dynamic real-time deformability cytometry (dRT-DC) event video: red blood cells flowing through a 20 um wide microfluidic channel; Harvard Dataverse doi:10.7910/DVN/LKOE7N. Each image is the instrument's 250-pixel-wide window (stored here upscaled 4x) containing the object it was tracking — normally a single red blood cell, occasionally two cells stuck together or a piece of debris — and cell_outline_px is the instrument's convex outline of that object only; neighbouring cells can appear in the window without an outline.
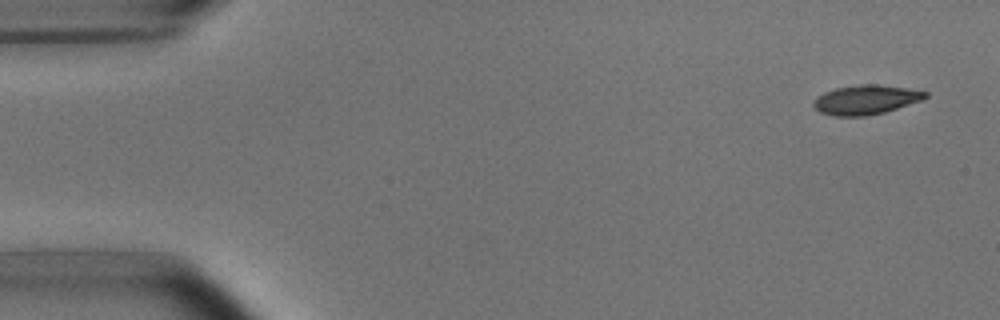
{"species": "common noctule bat (a hibernating species)", "species_latin": "Nyctalus noctula", "temperature_condition": "room temperature", "stored_images_in_passage": 4, "camera_frame_rate_fps": 3000, "um_per_image_px": 0.085, "animal": {"sex": "male", "body_mass_g": 15.6}, "frame": {"image": 1, "passage_image": 1, "time_ms": 0.0, "image_size_px": [1000, 320], "cell_outline_px": [[928, 96], [924, 100], [884, 112], [864, 116], [832, 116], [820, 112], [812, 104], [824, 92], [836, 88], [860, 84], [876, 84], [904, 88], [928, 92]], "centroid_in_image_um": [73.62, 8.48], "position_along_channel_um": 11.4, "area_um2": 18.96}}
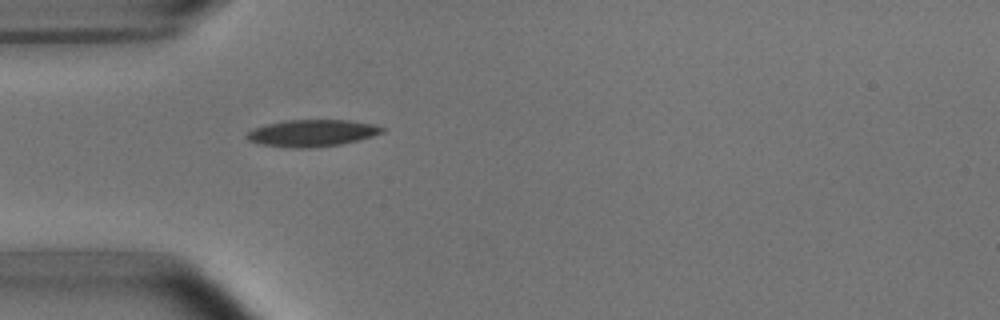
{"frame": {"image": 2, "passage_image": 4, "time_ms": 4.333, "image_size_px": [1000, 320], "cell_outline_px": [[384, 132], [360, 140], [340, 144], [316, 148], [296, 148], [260, 144], [248, 140], [244, 136], [252, 128], [284, 120], [348, 120], [372, 124], [384, 128]], "centroid_in_image_um": [26.5, 11.31], "position_along_channel_um": 58.5, "area_um2": 21.21}}